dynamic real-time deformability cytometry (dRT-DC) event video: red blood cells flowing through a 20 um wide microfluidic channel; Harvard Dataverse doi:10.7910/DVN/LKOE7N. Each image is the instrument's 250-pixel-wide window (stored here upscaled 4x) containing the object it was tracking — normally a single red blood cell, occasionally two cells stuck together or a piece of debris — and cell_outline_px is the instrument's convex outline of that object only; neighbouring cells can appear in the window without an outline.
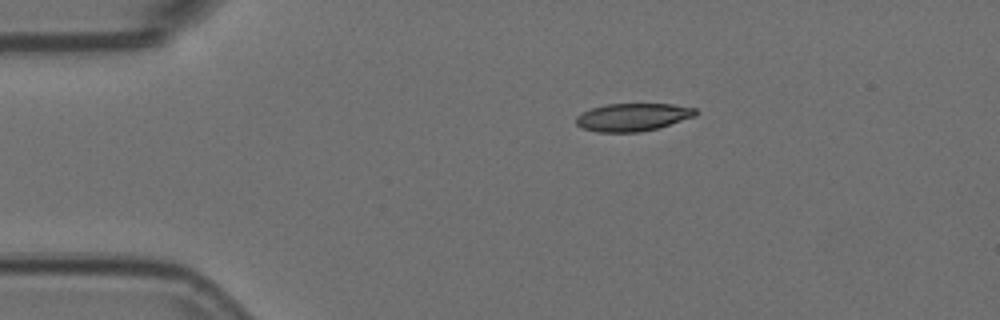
{"species": "Egyptian fruit bat (a non-hibernating species)", "species_latin": "Rousettus aegyptiacus", "temperature_condition": "room temperature", "stored_images_in_passage": 2, "camera_frame_rate_fps": 3000, "um_per_image_px": 0.085, "animal": {"sex": "female"}, "frame": {"image": 1, "passage_image": 1, "time_ms": 0.0, "image_size_px": [1000, 320], "cell_outline_px": [[696, 116], [656, 128], [640, 132], [596, 132], [584, 128], [576, 124], [576, 116], [592, 108], [608, 104], [672, 104], [696, 108]], "centroid_in_image_um": [53.78, 9.95], "position_along_channel_um": 31.2, "area_um2": 19.13}}